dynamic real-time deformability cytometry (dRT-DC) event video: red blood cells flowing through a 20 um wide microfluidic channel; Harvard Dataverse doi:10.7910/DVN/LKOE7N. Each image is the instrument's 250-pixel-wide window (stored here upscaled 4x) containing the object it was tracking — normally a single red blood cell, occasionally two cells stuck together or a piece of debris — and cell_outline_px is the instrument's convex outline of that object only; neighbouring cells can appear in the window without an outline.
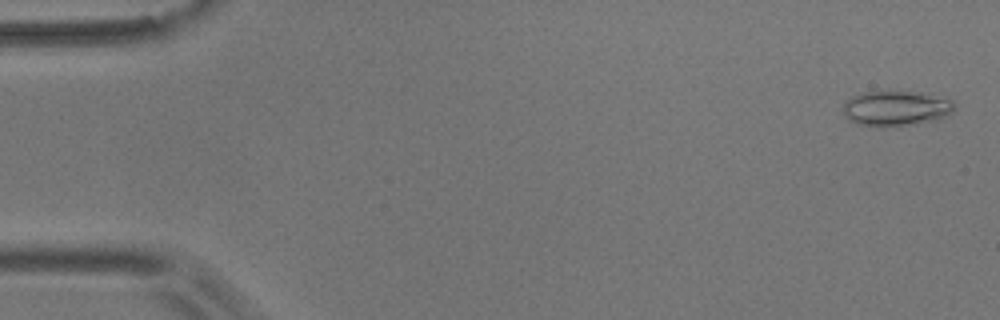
{"species": "common noctule bat (a hibernating species)", "species_latin": "Nyctalus noctula", "temperature_condition": "room temperature", "stored_images_in_passage": 54, "camera_frame_rate_fps": 3000, "um_per_image_px": 0.085, "animal": {"sex": "male", "body_mass_g": 17.9}, "frame": {"image": 1, "passage_image": 2, "time_ms": 0.333, "image_size_px": [1000, 320], "cell_outline_px": [[956, 104], [952, 112], [940, 120], [896, 128], [876, 128], [856, 124], [848, 120], [844, 116], [844, 104], [852, 96], [864, 92], [920, 92], [952, 100]], "centroid_in_image_um": [76.17, 9.27], "position_along_channel_um": 8.8, "area_um2": 23.47}}
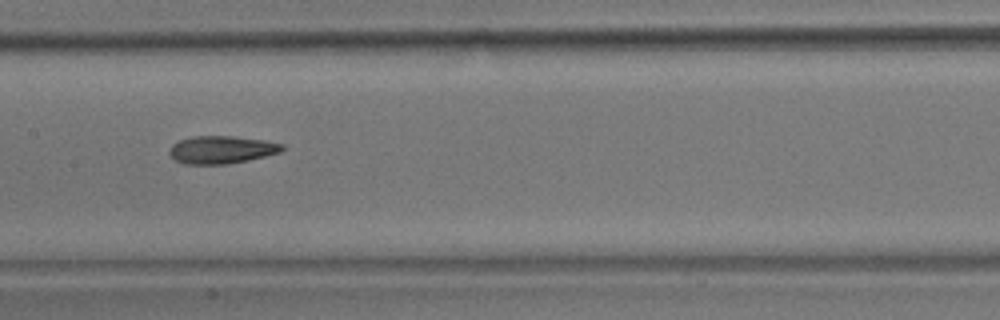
{"frame": {"image": 2, "passage_image": 27, "time_ms": 8.667, "image_size_px": [1000, 320], "cell_outline_px": [[284, 148], [280, 152], [248, 160], [224, 164], [184, 164], [176, 160], [168, 152], [172, 144], [180, 140], [192, 136], [236, 136], [264, 140], [284, 144]], "centroid_in_image_um": [18.83, 12.71], "position_along_channel_um": 188.6, "area_um2": 18.15}}
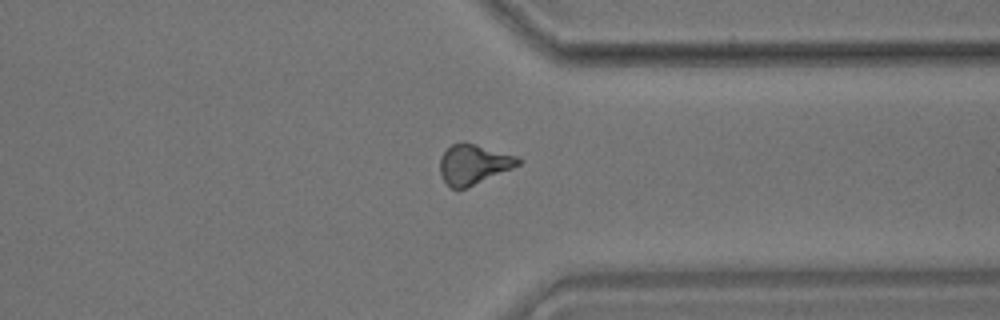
{"frame": {"image": 3, "passage_image": 42, "time_ms": 13.667, "image_size_px": [1000, 320], "cell_outline_px": [[524, 160], [520, 164], [512, 168], [468, 188], [452, 188], [440, 176], [440, 160], [444, 152], [452, 144], [464, 140], [520, 156]], "centroid_in_image_um": [40.3, 13.93], "position_along_channel_um": 371.1, "area_um2": 18.55}, "authors_computed_cell_mechanics": {"area_um2": 18.207, "velocity_mm_per_s": 3.6964, "shape_relaxation_time_tau1_ms": null, "shape_relaxation_time_tau2_ms": 6.1559, "deformation_change_tau1": null, "deformation_change_tau2": 0.163}}